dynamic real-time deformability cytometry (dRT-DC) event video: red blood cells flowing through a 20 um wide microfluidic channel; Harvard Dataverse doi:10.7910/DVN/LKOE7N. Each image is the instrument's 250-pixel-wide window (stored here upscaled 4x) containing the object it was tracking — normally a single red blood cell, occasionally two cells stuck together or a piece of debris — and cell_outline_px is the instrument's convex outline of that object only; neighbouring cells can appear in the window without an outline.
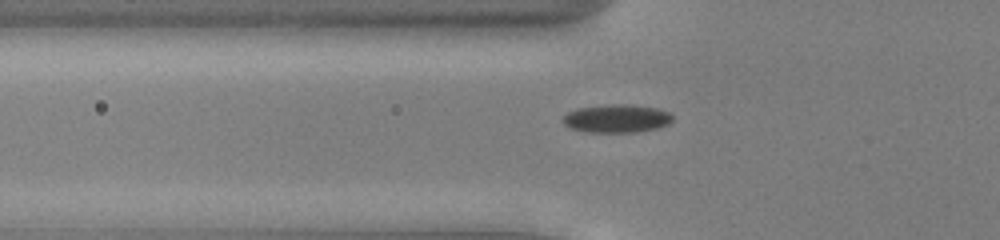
{"species": "common noctule bat (a hibernating species)", "species_latin": "Nyctalus noctula", "temperature_condition": "cold", "stored_images_in_passage": 44, "camera_frame_rate_fps": 3000, "um_per_image_px": 0.085, "animal": {"sex": "male", "body_mass_g": 13.0, "forearm_length_mm": 53.1}, "frame": {"image": 1, "passage_image": 10, "time_ms": 3.0, "image_size_px": [1000, 240], "cell_outline_px": [[672, 120], [668, 124], [660, 128], [636, 132], [588, 132], [572, 128], [564, 124], [564, 116], [568, 112], [580, 108], [620, 104], [656, 108], [668, 112], [672, 116]], "centroid_in_image_um": [52.46, 10.09], "position_along_channel_um": 73.3, "area_um2": 17.57}}
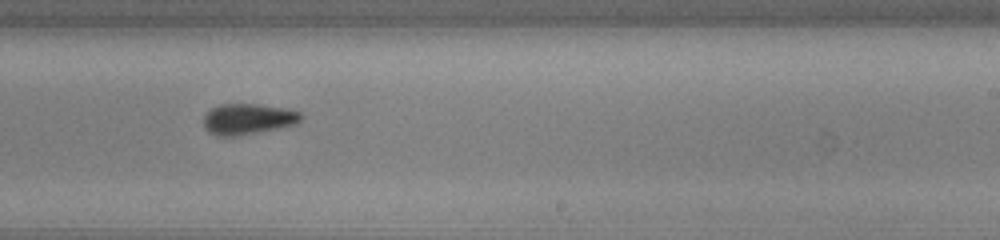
{"frame": {"image": 2, "passage_image": 25, "time_ms": 8.0, "image_size_px": [1000, 240], "cell_outline_px": [[304, 116], [296, 124], [256, 132], [232, 136], [220, 136], [208, 132], [204, 128], [204, 116], [212, 108], [220, 104], [260, 104], [284, 108], [300, 112]], "centroid_in_image_um": [21.07, 10.1], "position_along_channel_um": 267.9, "area_um2": 17.28}}
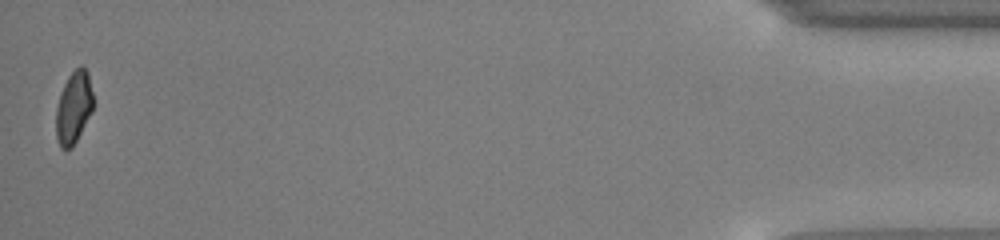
{"frame": {"image": 3, "passage_image": 44, "time_ms": 14.333, "image_size_px": [1000, 240], "cell_outline_px": [[92, 112], [72, 148], [60, 148], [56, 140], [56, 108], [60, 92], [68, 76], [80, 64], [88, 72], [92, 92]], "centroid_in_image_um": [6.24, 9.14], "position_along_channel_um": 429.0, "area_um2": 15.66}, "authors_computed_cell_mechanics": {"area_um2": 17.1955, "velocity_mm_per_s": 3.8982, "shape_relaxation_time_tau1_ms": 2.8908, "shape_relaxation_time_tau2_ms": 3.7965, "deformation_change_tau1": 0.0625, "deformation_change_tau2": 0.0618}}